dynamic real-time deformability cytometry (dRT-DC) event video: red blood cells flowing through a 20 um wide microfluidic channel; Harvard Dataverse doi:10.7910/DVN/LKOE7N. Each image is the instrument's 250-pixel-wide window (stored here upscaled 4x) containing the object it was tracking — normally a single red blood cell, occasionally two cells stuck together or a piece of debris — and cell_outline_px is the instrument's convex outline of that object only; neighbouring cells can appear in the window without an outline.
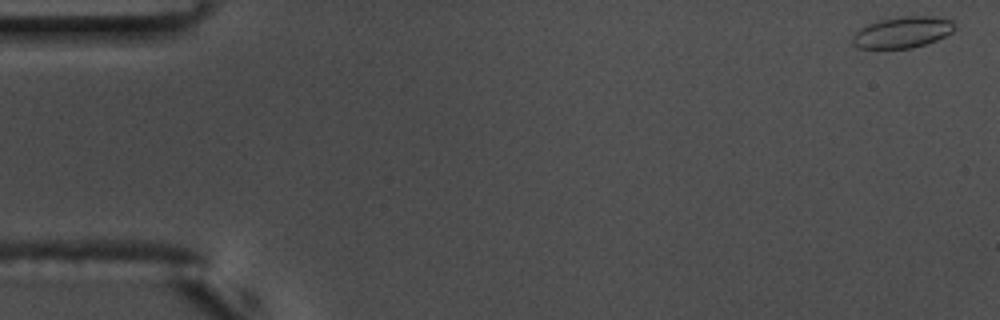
{"species": "common noctule bat (a hibernating species)", "species_latin": "Nyctalus noctula", "temperature_condition": "warm", "stored_images_in_passage": 9, "camera_frame_rate_fps": 3000, "um_per_image_px": 0.085, "animal": {"sex": "male", "body_mass_g": 17.5, "forearm_length_mm": 52.3}, "frame": {"image": 1, "passage_image": 1, "time_ms": 0.0, "image_size_px": [1000, 320], "cell_outline_px": [[956, 28], [952, 32], [936, 40], [912, 48], [860, 48], [852, 44], [852, 36], [860, 28], [868, 24], [880, 20], [904, 16], [932, 16], [952, 20], [956, 24]], "centroid_in_image_um": [76.73, 2.74], "position_along_channel_um": 8.3, "area_um2": 18.5}}